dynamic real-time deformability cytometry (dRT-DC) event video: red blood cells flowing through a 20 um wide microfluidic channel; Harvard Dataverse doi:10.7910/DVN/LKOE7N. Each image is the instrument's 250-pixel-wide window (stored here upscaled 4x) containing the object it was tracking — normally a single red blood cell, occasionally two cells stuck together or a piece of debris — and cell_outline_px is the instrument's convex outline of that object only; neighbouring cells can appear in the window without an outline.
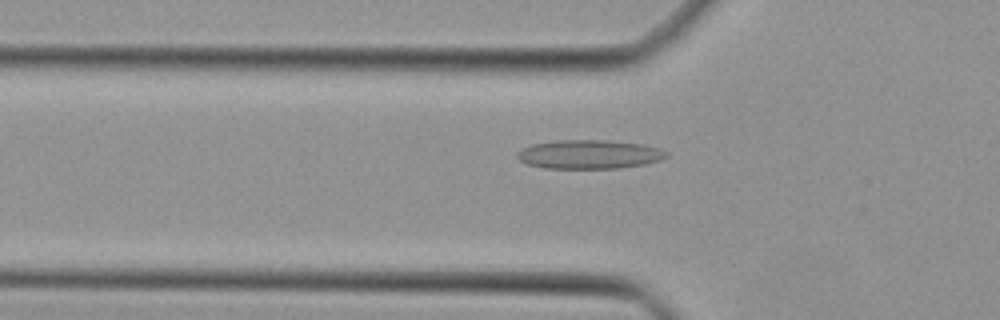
{"species": "Egyptian fruit bat (a non-hibernating species)", "species_latin": "Rousettus aegyptiacus", "temperature_condition": "cold", "stored_images_in_passage": 31, "camera_frame_rate_fps": 3000, "um_per_image_px": 0.085, "animal": {"sex": "female"}, "frame": {"image": 1, "passage_image": 4, "time_ms": 1.0, "image_size_px": [1000, 320], "cell_outline_px": [[668, 156], [660, 160], [644, 164], [620, 168], [544, 168], [528, 164], [520, 160], [516, 156], [516, 152], [520, 148], [532, 144], [556, 140], [608, 140], [644, 144], [660, 148], [668, 152]], "centroid_in_image_um": [50.08, 13.11], "position_along_channel_um": 75.7, "area_um2": 25.32}}
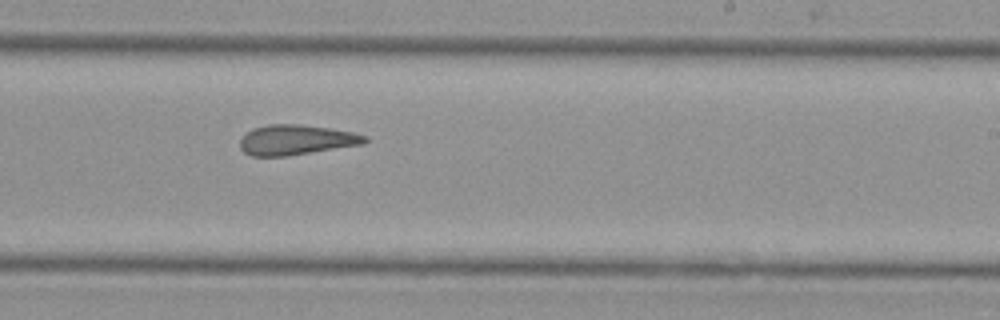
{"frame": {"image": 2, "passage_image": 17, "time_ms": 5.333, "image_size_px": [1000, 320], "cell_outline_px": [[368, 140], [364, 144], [284, 156], [252, 156], [244, 152], [240, 148], [240, 140], [252, 128], [268, 124], [300, 124], [328, 128], [352, 132], [368, 136]], "centroid_in_image_um": [25.17, 11.88], "position_along_channel_um": 263.8, "area_um2": 21.73}}
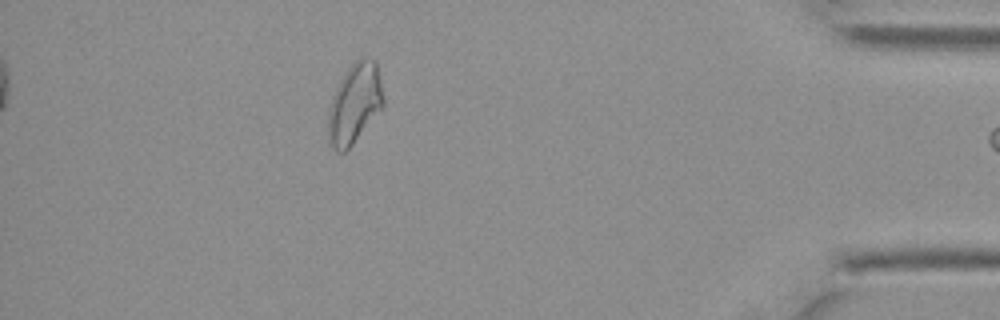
{"frame": {"image": 3, "passage_image": 30, "time_ms": 9.667, "image_size_px": [1000, 320], "cell_outline_px": [[384, 108], [352, 144], [344, 152], [336, 152], [332, 148], [328, 140], [328, 108], [332, 96], [340, 80], [348, 68], [360, 56], [364, 56], [376, 60], [384, 100]], "centroid_in_image_um": [30.14, 8.8], "position_along_channel_um": 405.1, "area_um2": 26.01}}